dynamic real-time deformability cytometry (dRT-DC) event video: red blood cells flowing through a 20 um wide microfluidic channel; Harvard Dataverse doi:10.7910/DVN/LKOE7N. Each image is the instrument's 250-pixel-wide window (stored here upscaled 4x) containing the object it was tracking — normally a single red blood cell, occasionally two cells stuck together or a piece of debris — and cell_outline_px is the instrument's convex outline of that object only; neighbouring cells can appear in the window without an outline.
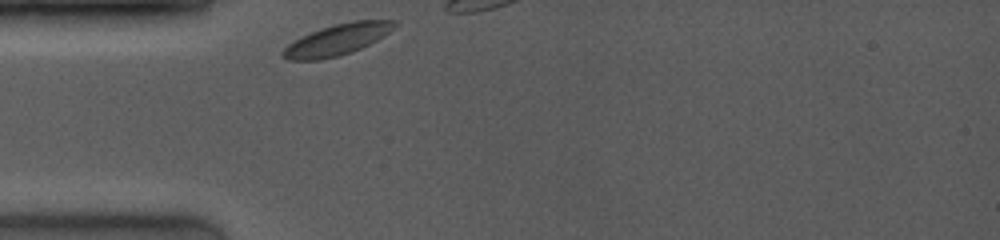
{"species": "common noctule bat (a hibernating species)", "species_latin": "Nyctalus noctula", "temperature_condition": "room temperature", "stored_images_in_passage": 5, "camera_frame_rate_fps": 4000, "um_per_image_px": 0.085, "animal": {"sex": "female", "body_mass_g": 19.0, "forearm_length_mm": 53.3}, "frame": {"image": 1, "passage_image": 1, "time_ms": 0.0, "image_size_px": [1000, 240], "cell_outline_px": [[396, 24], [384, 36], [360, 48], [336, 56], [320, 60], [288, 60], [280, 56], [280, 52], [288, 44], [300, 36], [320, 28], [352, 20], [396, 20]], "centroid_in_image_um": [28.59, 3.37], "position_along_channel_um": 56.4, "area_um2": 20.06}}